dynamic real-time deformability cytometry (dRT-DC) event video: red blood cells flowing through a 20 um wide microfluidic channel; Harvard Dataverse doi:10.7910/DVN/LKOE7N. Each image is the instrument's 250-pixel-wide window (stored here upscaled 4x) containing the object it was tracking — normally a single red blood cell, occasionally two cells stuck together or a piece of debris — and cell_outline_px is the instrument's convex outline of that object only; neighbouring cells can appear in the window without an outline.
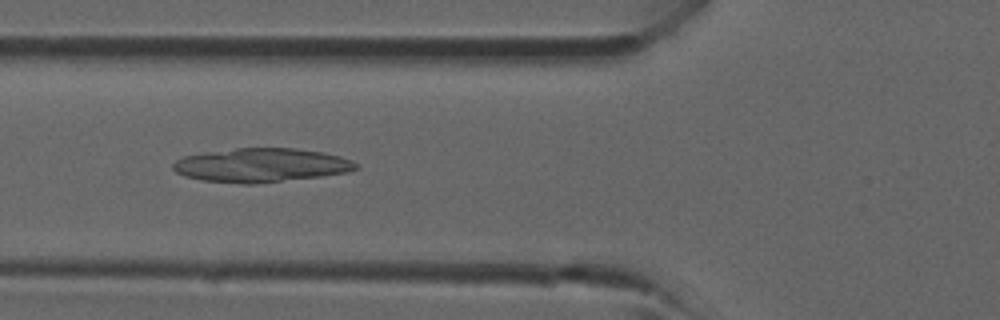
{"species": "common noctule bat (a hibernating species)", "species_latin": "Nyctalus noctula", "temperature_condition": "room temperature", "stored_images_in_passage": 36, "camera_frame_rate_fps": 3000, "um_per_image_px": 0.085, "animal": {"sex": "male", "forearm_length_mm": 52.5}, "frame": {"image": 1, "passage_image": 10, "time_ms": 3.0, "image_size_px": [1000, 320], "cell_outline_px": [[360, 168], [348, 172], [320, 176], [256, 184], [240, 184], [200, 180], [184, 176], [176, 172], [172, 168], [172, 164], [176, 160], [184, 156], [204, 152], [236, 148], [296, 148], [324, 152], [340, 156], [352, 160]], "centroid_in_image_um": [22.18, 14.04], "position_along_channel_um": 103.6, "area_um2": 36.36}}
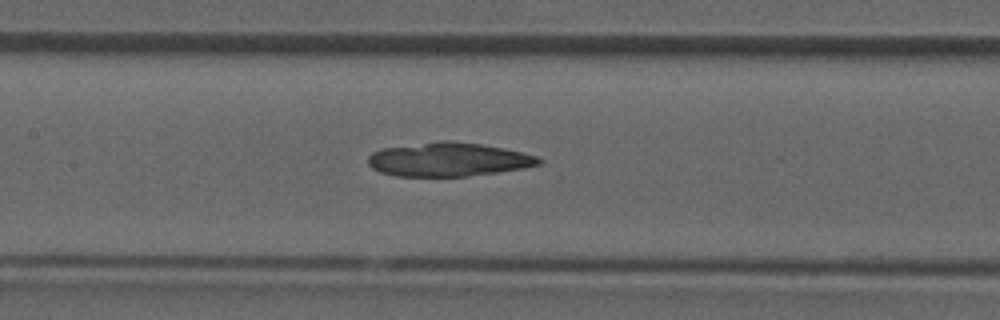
{"frame": {"image": 2, "passage_image": 14, "time_ms": 4.333, "image_size_px": [1000, 320], "cell_outline_px": [[544, 160], [540, 164], [524, 168], [468, 176], [396, 176], [380, 172], [372, 168], [368, 164], [368, 156], [372, 152], [380, 148], [440, 140], [448, 140], [480, 144], [504, 148], [536, 156]], "centroid_in_image_um": [38.08, 13.55], "position_along_channel_um": 169.3, "area_um2": 33.7}}
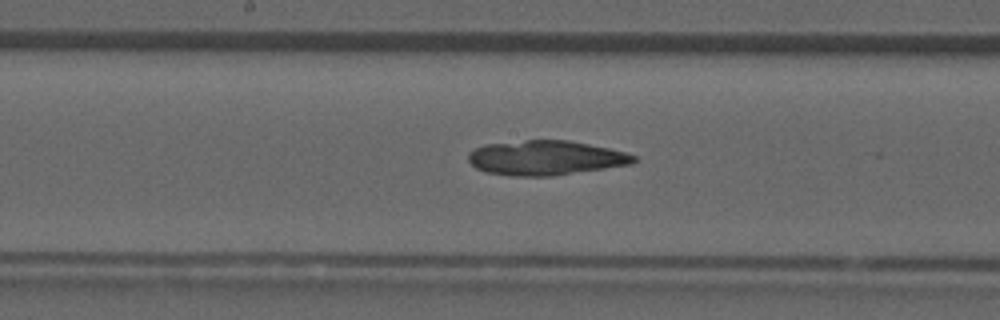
{"frame": {"image": 3, "passage_image": 16, "time_ms": 5.0, "image_size_px": [1000, 320], "cell_outline_px": [[636, 160], [632, 164], [552, 176], [508, 176], [484, 172], [476, 168], [468, 160], [468, 152], [484, 144], [524, 140], [568, 140], [608, 148], [624, 152], [636, 156]], "centroid_in_image_um": [46.33, 13.42], "position_along_channel_um": 201.9, "area_um2": 33.41}}